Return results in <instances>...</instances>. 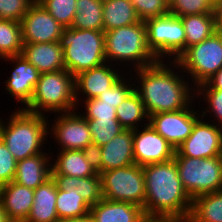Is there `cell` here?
Wrapping results in <instances>:
<instances>
[{
	"instance_id": "6da1fadb",
	"label": "cell",
	"mask_w": 222,
	"mask_h": 222,
	"mask_svg": "<svg viewBox=\"0 0 222 222\" xmlns=\"http://www.w3.org/2000/svg\"><path fill=\"white\" fill-rule=\"evenodd\" d=\"M181 71L179 64L170 60H158L153 65L134 71L128 70L126 75L136 72L133 73L137 75V78H134V90L141 98L149 116L182 110L194 101L196 103L195 88Z\"/></svg>"
},
{
	"instance_id": "7a4b0ae2",
	"label": "cell",
	"mask_w": 222,
	"mask_h": 222,
	"mask_svg": "<svg viewBox=\"0 0 222 222\" xmlns=\"http://www.w3.org/2000/svg\"><path fill=\"white\" fill-rule=\"evenodd\" d=\"M142 169L146 187L144 214L186 222L191 212L192 199L182 185L174 158L145 165Z\"/></svg>"
},
{
	"instance_id": "3957f363",
	"label": "cell",
	"mask_w": 222,
	"mask_h": 222,
	"mask_svg": "<svg viewBox=\"0 0 222 222\" xmlns=\"http://www.w3.org/2000/svg\"><path fill=\"white\" fill-rule=\"evenodd\" d=\"M13 111L9 119L6 118L8 122L0 117V139L17 161L43 153L49 136V115L16 108Z\"/></svg>"
},
{
	"instance_id": "277c9868",
	"label": "cell",
	"mask_w": 222,
	"mask_h": 222,
	"mask_svg": "<svg viewBox=\"0 0 222 222\" xmlns=\"http://www.w3.org/2000/svg\"><path fill=\"white\" fill-rule=\"evenodd\" d=\"M104 36L106 62L112 65L118 66V63L120 67L121 64L126 63L128 67L132 63L131 67L134 69L130 70L133 71L153 65L158 61L148 47L144 21L140 20L133 25L105 31ZM115 62L116 64H113Z\"/></svg>"
},
{
	"instance_id": "5b68a950",
	"label": "cell",
	"mask_w": 222,
	"mask_h": 222,
	"mask_svg": "<svg viewBox=\"0 0 222 222\" xmlns=\"http://www.w3.org/2000/svg\"><path fill=\"white\" fill-rule=\"evenodd\" d=\"M65 69L74 77L106 63L103 30L64 28L59 39Z\"/></svg>"
},
{
	"instance_id": "8992f818",
	"label": "cell",
	"mask_w": 222,
	"mask_h": 222,
	"mask_svg": "<svg viewBox=\"0 0 222 222\" xmlns=\"http://www.w3.org/2000/svg\"><path fill=\"white\" fill-rule=\"evenodd\" d=\"M77 108L75 77L63 69L40 74L32 98L24 110L46 116L47 112H54V115L76 111Z\"/></svg>"
},
{
	"instance_id": "52a82bcc",
	"label": "cell",
	"mask_w": 222,
	"mask_h": 222,
	"mask_svg": "<svg viewBox=\"0 0 222 222\" xmlns=\"http://www.w3.org/2000/svg\"><path fill=\"white\" fill-rule=\"evenodd\" d=\"M174 160L182 185L192 200L222 191V156L202 159L174 156Z\"/></svg>"
},
{
	"instance_id": "ba28073f",
	"label": "cell",
	"mask_w": 222,
	"mask_h": 222,
	"mask_svg": "<svg viewBox=\"0 0 222 222\" xmlns=\"http://www.w3.org/2000/svg\"><path fill=\"white\" fill-rule=\"evenodd\" d=\"M176 62L195 88L205 83L222 68V34L214 32L204 41L190 46Z\"/></svg>"
},
{
	"instance_id": "9c48e42d",
	"label": "cell",
	"mask_w": 222,
	"mask_h": 222,
	"mask_svg": "<svg viewBox=\"0 0 222 222\" xmlns=\"http://www.w3.org/2000/svg\"><path fill=\"white\" fill-rule=\"evenodd\" d=\"M144 22L148 47L156 59L176 61L185 51V30L181 18L167 13Z\"/></svg>"
},
{
	"instance_id": "30bf717a",
	"label": "cell",
	"mask_w": 222,
	"mask_h": 222,
	"mask_svg": "<svg viewBox=\"0 0 222 222\" xmlns=\"http://www.w3.org/2000/svg\"><path fill=\"white\" fill-rule=\"evenodd\" d=\"M103 198L111 201L145 204V177L141 166L132 164L100 173Z\"/></svg>"
},
{
	"instance_id": "8fae6325",
	"label": "cell",
	"mask_w": 222,
	"mask_h": 222,
	"mask_svg": "<svg viewBox=\"0 0 222 222\" xmlns=\"http://www.w3.org/2000/svg\"><path fill=\"white\" fill-rule=\"evenodd\" d=\"M56 117L53 124H48V134L59 144L58 150L93 151L89 125L81 112L58 113Z\"/></svg>"
},
{
	"instance_id": "7c38bea8",
	"label": "cell",
	"mask_w": 222,
	"mask_h": 222,
	"mask_svg": "<svg viewBox=\"0 0 222 222\" xmlns=\"http://www.w3.org/2000/svg\"><path fill=\"white\" fill-rule=\"evenodd\" d=\"M206 120L201 117L196 121L192 133L176 148L174 156L199 159L222 156V127Z\"/></svg>"
},
{
	"instance_id": "4fadbf2b",
	"label": "cell",
	"mask_w": 222,
	"mask_h": 222,
	"mask_svg": "<svg viewBox=\"0 0 222 222\" xmlns=\"http://www.w3.org/2000/svg\"><path fill=\"white\" fill-rule=\"evenodd\" d=\"M194 106L191 103L182 110L150 115L149 124L176 149L190 136L193 126L201 117L200 111L193 109Z\"/></svg>"
},
{
	"instance_id": "5bb4252c",
	"label": "cell",
	"mask_w": 222,
	"mask_h": 222,
	"mask_svg": "<svg viewBox=\"0 0 222 222\" xmlns=\"http://www.w3.org/2000/svg\"><path fill=\"white\" fill-rule=\"evenodd\" d=\"M143 128V129H142ZM176 149L148 123L133 130V152L135 164L143 167L169 161Z\"/></svg>"
},
{
	"instance_id": "9a60e30c",
	"label": "cell",
	"mask_w": 222,
	"mask_h": 222,
	"mask_svg": "<svg viewBox=\"0 0 222 222\" xmlns=\"http://www.w3.org/2000/svg\"><path fill=\"white\" fill-rule=\"evenodd\" d=\"M20 23L23 43L57 42L64 29L38 1L29 7Z\"/></svg>"
},
{
	"instance_id": "2e32d148",
	"label": "cell",
	"mask_w": 222,
	"mask_h": 222,
	"mask_svg": "<svg viewBox=\"0 0 222 222\" xmlns=\"http://www.w3.org/2000/svg\"><path fill=\"white\" fill-rule=\"evenodd\" d=\"M5 62L14 64L11 75L5 81V91L20 103L24 109L30 102L34 87L39 80L40 72L22 55L3 58Z\"/></svg>"
},
{
	"instance_id": "e0dca14e",
	"label": "cell",
	"mask_w": 222,
	"mask_h": 222,
	"mask_svg": "<svg viewBox=\"0 0 222 222\" xmlns=\"http://www.w3.org/2000/svg\"><path fill=\"white\" fill-rule=\"evenodd\" d=\"M123 70L121 67L116 69L115 65L106 62L75 76V99L78 107L80 102L97 98L103 91L110 89L123 76Z\"/></svg>"
},
{
	"instance_id": "ac0fdd59",
	"label": "cell",
	"mask_w": 222,
	"mask_h": 222,
	"mask_svg": "<svg viewBox=\"0 0 222 222\" xmlns=\"http://www.w3.org/2000/svg\"><path fill=\"white\" fill-rule=\"evenodd\" d=\"M94 153L99 174L134 164L133 130H123Z\"/></svg>"
},
{
	"instance_id": "d6986e66",
	"label": "cell",
	"mask_w": 222,
	"mask_h": 222,
	"mask_svg": "<svg viewBox=\"0 0 222 222\" xmlns=\"http://www.w3.org/2000/svg\"><path fill=\"white\" fill-rule=\"evenodd\" d=\"M58 152L56 159L51 160V175L84 178L98 173L93 151L58 150Z\"/></svg>"
},
{
	"instance_id": "ffe728a7",
	"label": "cell",
	"mask_w": 222,
	"mask_h": 222,
	"mask_svg": "<svg viewBox=\"0 0 222 222\" xmlns=\"http://www.w3.org/2000/svg\"><path fill=\"white\" fill-rule=\"evenodd\" d=\"M34 199V189L12 181L0 186V204L11 222H25Z\"/></svg>"
},
{
	"instance_id": "44dd1931",
	"label": "cell",
	"mask_w": 222,
	"mask_h": 222,
	"mask_svg": "<svg viewBox=\"0 0 222 222\" xmlns=\"http://www.w3.org/2000/svg\"><path fill=\"white\" fill-rule=\"evenodd\" d=\"M21 55L40 73L65 69L63 49L59 41L24 43Z\"/></svg>"
},
{
	"instance_id": "7402d4cb",
	"label": "cell",
	"mask_w": 222,
	"mask_h": 222,
	"mask_svg": "<svg viewBox=\"0 0 222 222\" xmlns=\"http://www.w3.org/2000/svg\"><path fill=\"white\" fill-rule=\"evenodd\" d=\"M51 155V152L44 151L41 154L17 161L13 181L19 185L36 189L51 177V160H53Z\"/></svg>"
},
{
	"instance_id": "603a6c76",
	"label": "cell",
	"mask_w": 222,
	"mask_h": 222,
	"mask_svg": "<svg viewBox=\"0 0 222 222\" xmlns=\"http://www.w3.org/2000/svg\"><path fill=\"white\" fill-rule=\"evenodd\" d=\"M94 222H137L144 214L141 206L103 198L90 208Z\"/></svg>"
},
{
	"instance_id": "cb8c5ba5",
	"label": "cell",
	"mask_w": 222,
	"mask_h": 222,
	"mask_svg": "<svg viewBox=\"0 0 222 222\" xmlns=\"http://www.w3.org/2000/svg\"><path fill=\"white\" fill-rule=\"evenodd\" d=\"M56 181L51 176L43 184L34 189L32 209L25 222H57Z\"/></svg>"
},
{
	"instance_id": "d4e9b609",
	"label": "cell",
	"mask_w": 222,
	"mask_h": 222,
	"mask_svg": "<svg viewBox=\"0 0 222 222\" xmlns=\"http://www.w3.org/2000/svg\"><path fill=\"white\" fill-rule=\"evenodd\" d=\"M58 189L80 194L84 201L92 207L103 199L100 174L90 177H71L67 175H51Z\"/></svg>"
},
{
	"instance_id": "484cf974",
	"label": "cell",
	"mask_w": 222,
	"mask_h": 222,
	"mask_svg": "<svg viewBox=\"0 0 222 222\" xmlns=\"http://www.w3.org/2000/svg\"><path fill=\"white\" fill-rule=\"evenodd\" d=\"M103 31L133 25L140 21L129 0H103Z\"/></svg>"
},
{
	"instance_id": "4316f807",
	"label": "cell",
	"mask_w": 222,
	"mask_h": 222,
	"mask_svg": "<svg viewBox=\"0 0 222 222\" xmlns=\"http://www.w3.org/2000/svg\"><path fill=\"white\" fill-rule=\"evenodd\" d=\"M115 110L116 118L125 130H136L142 126L143 121V125L149 123V115L145 105L135 90H133ZM145 121L147 122L145 123Z\"/></svg>"
},
{
	"instance_id": "83f0119b",
	"label": "cell",
	"mask_w": 222,
	"mask_h": 222,
	"mask_svg": "<svg viewBox=\"0 0 222 222\" xmlns=\"http://www.w3.org/2000/svg\"><path fill=\"white\" fill-rule=\"evenodd\" d=\"M186 222H222V191L195 197Z\"/></svg>"
},
{
	"instance_id": "f1b7e54d",
	"label": "cell",
	"mask_w": 222,
	"mask_h": 222,
	"mask_svg": "<svg viewBox=\"0 0 222 222\" xmlns=\"http://www.w3.org/2000/svg\"><path fill=\"white\" fill-rule=\"evenodd\" d=\"M180 18L185 30V50L216 32L213 13L192 14Z\"/></svg>"
},
{
	"instance_id": "f546056e",
	"label": "cell",
	"mask_w": 222,
	"mask_h": 222,
	"mask_svg": "<svg viewBox=\"0 0 222 222\" xmlns=\"http://www.w3.org/2000/svg\"><path fill=\"white\" fill-rule=\"evenodd\" d=\"M77 12L71 27L80 30H103V1L76 0Z\"/></svg>"
},
{
	"instance_id": "4dcf8cb0",
	"label": "cell",
	"mask_w": 222,
	"mask_h": 222,
	"mask_svg": "<svg viewBox=\"0 0 222 222\" xmlns=\"http://www.w3.org/2000/svg\"><path fill=\"white\" fill-rule=\"evenodd\" d=\"M23 44L21 23L0 19V59L21 55Z\"/></svg>"
},
{
	"instance_id": "1f68e13d",
	"label": "cell",
	"mask_w": 222,
	"mask_h": 222,
	"mask_svg": "<svg viewBox=\"0 0 222 222\" xmlns=\"http://www.w3.org/2000/svg\"><path fill=\"white\" fill-rule=\"evenodd\" d=\"M90 206L78 193L57 188L56 211L59 219H75L89 214Z\"/></svg>"
},
{
	"instance_id": "d6a6232c",
	"label": "cell",
	"mask_w": 222,
	"mask_h": 222,
	"mask_svg": "<svg viewBox=\"0 0 222 222\" xmlns=\"http://www.w3.org/2000/svg\"><path fill=\"white\" fill-rule=\"evenodd\" d=\"M92 135L93 152L125 130L117 119H86Z\"/></svg>"
},
{
	"instance_id": "836d02e7",
	"label": "cell",
	"mask_w": 222,
	"mask_h": 222,
	"mask_svg": "<svg viewBox=\"0 0 222 222\" xmlns=\"http://www.w3.org/2000/svg\"><path fill=\"white\" fill-rule=\"evenodd\" d=\"M195 90V99L203 98L201 102L204 101L203 104L208 105L203 112H200L202 113L201 117L205 119V117L212 115L211 122L222 127V90L211 89L206 83L200 84Z\"/></svg>"
},
{
	"instance_id": "e575fe53",
	"label": "cell",
	"mask_w": 222,
	"mask_h": 222,
	"mask_svg": "<svg viewBox=\"0 0 222 222\" xmlns=\"http://www.w3.org/2000/svg\"><path fill=\"white\" fill-rule=\"evenodd\" d=\"M64 28H70L77 12L76 0H38Z\"/></svg>"
},
{
	"instance_id": "d590c367",
	"label": "cell",
	"mask_w": 222,
	"mask_h": 222,
	"mask_svg": "<svg viewBox=\"0 0 222 222\" xmlns=\"http://www.w3.org/2000/svg\"><path fill=\"white\" fill-rule=\"evenodd\" d=\"M214 0H171L169 13L177 17L213 13Z\"/></svg>"
},
{
	"instance_id": "8d00e7d4",
	"label": "cell",
	"mask_w": 222,
	"mask_h": 222,
	"mask_svg": "<svg viewBox=\"0 0 222 222\" xmlns=\"http://www.w3.org/2000/svg\"><path fill=\"white\" fill-rule=\"evenodd\" d=\"M125 76L126 75L123 74V77L115 82L110 89L105 92L103 91L97 98L102 100V103L113 104L115 108L119 106L122 101L134 90L135 84L131 83L134 79L131 77V75L127 76L130 77V79L127 77L125 78Z\"/></svg>"
},
{
	"instance_id": "74e56055",
	"label": "cell",
	"mask_w": 222,
	"mask_h": 222,
	"mask_svg": "<svg viewBox=\"0 0 222 222\" xmlns=\"http://www.w3.org/2000/svg\"><path fill=\"white\" fill-rule=\"evenodd\" d=\"M141 21L160 17L169 13V4L166 0H129Z\"/></svg>"
},
{
	"instance_id": "f35d334b",
	"label": "cell",
	"mask_w": 222,
	"mask_h": 222,
	"mask_svg": "<svg viewBox=\"0 0 222 222\" xmlns=\"http://www.w3.org/2000/svg\"><path fill=\"white\" fill-rule=\"evenodd\" d=\"M85 112L82 113L85 119H117L116 110L113 104L102 103V100L98 98H93L89 100H84Z\"/></svg>"
},
{
	"instance_id": "ab89813d",
	"label": "cell",
	"mask_w": 222,
	"mask_h": 222,
	"mask_svg": "<svg viewBox=\"0 0 222 222\" xmlns=\"http://www.w3.org/2000/svg\"><path fill=\"white\" fill-rule=\"evenodd\" d=\"M33 0H0V19L20 22Z\"/></svg>"
},
{
	"instance_id": "60d3db41",
	"label": "cell",
	"mask_w": 222,
	"mask_h": 222,
	"mask_svg": "<svg viewBox=\"0 0 222 222\" xmlns=\"http://www.w3.org/2000/svg\"><path fill=\"white\" fill-rule=\"evenodd\" d=\"M17 160L0 139V186L14 180Z\"/></svg>"
},
{
	"instance_id": "b9f144b4",
	"label": "cell",
	"mask_w": 222,
	"mask_h": 222,
	"mask_svg": "<svg viewBox=\"0 0 222 222\" xmlns=\"http://www.w3.org/2000/svg\"><path fill=\"white\" fill-rule=\"evenodd\" d=\"M213 15L216 32L222 34V0L214 2Z\"/></svg>"
},
{
	"instance_id": "7bdbcfd3",
	"label": "cell",
	"mask_w": 222,
	"mask_h": 222,
	"mask_svg": "<svg viewBox=\"0 0 222 222\" xmlns=\"http://www.w3.org/2000/svg\"><path fill=\"white\" fill-rule=\"evenodd\" d=\"M211 89L222 90V68L205 82Z\"/></svg>"
},
{
	"instance_id": "ee69618b",
	"label": "cell",
	"mask_w": 222,
	"mask_h": 222,
	"mask_svg": "<svg viewBox=\"0 0 222 222\" xmlns=\"http://www.w3.org/2000/svg\"><path fill=\"white\" fill-rule=\"evenodd\" d=\"M137 222H175V221L166 216L143 214Z\"/></svg>"
},
{
	"instance_id": "f6af8a7d",
	"label": "cell",
	"mask_w": 222,
	"mask_h": 222,
	"mask_svg": "<svg viewBox=\"0 0 222 222\" xmlns=\"http://www.w3.org/2000/svg\"><path fill=\"white\" fill-rule=\"evenodd\" d=\"M57 222H94L90 214L75 219H59Z\"/></svg>"
},
{
	"instance_id": "bcb514c9",
	"label": "cell",
	"mask_w": 222,
	"mask_h": 222,
	"mask_svg": "<svg viewBox=\"0 0 222 222\" xmlns=\"http://www.w3.org/2000/svg\"><path fill=\"white\" fill-rule=\"evenodd\" d=\"M0 222H11L8 219L7 214L5 210L2 208L1 204H0Z\"/></svg>"
}]
</instances>
